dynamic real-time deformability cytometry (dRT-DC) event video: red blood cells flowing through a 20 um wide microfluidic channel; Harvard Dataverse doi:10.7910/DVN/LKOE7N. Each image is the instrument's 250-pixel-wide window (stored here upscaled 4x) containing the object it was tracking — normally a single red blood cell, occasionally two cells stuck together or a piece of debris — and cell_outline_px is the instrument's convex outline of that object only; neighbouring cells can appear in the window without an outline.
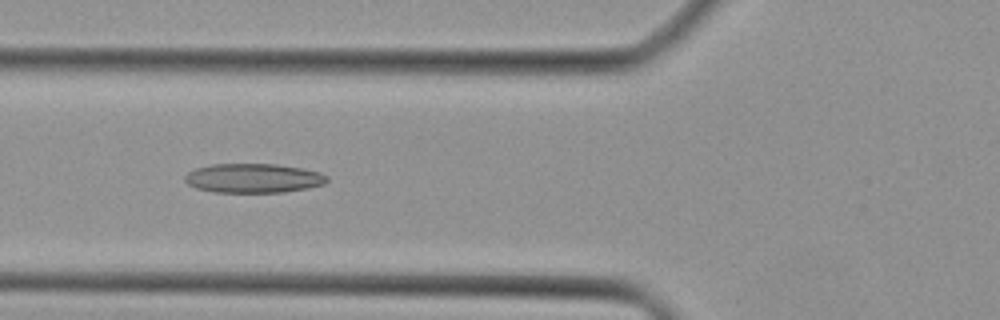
{"species": "Egyptian fruit bat (a non-hibernating species)", "species_latin": "Rousettus aegyptiacus", "temperature_condition": "cold", "stored_images_in_passage": 44, "camera_frame_rate_fps": 3000, "um_per_image_px": 0.085, "animal": {"sex": "female"}, "frame": {"image": 1, "passage_image": 17, "time_ms": 5.333, "image_size_px": [1000, 320], "cell_outline_px": [[328, 180], [324, 184], [308, 188], [284, 192], [216, 192], [196, 188], [188, 184], [184, 180], [184, 176], [188, 172], [196, 168], [212, 164], [276, 164], [304, 168], [320, 172], [328, 176]], "centroid_in_image_um": [21.55, 15.14], "position_along_channel_um": 104.2, "area_um2": 24.33}}
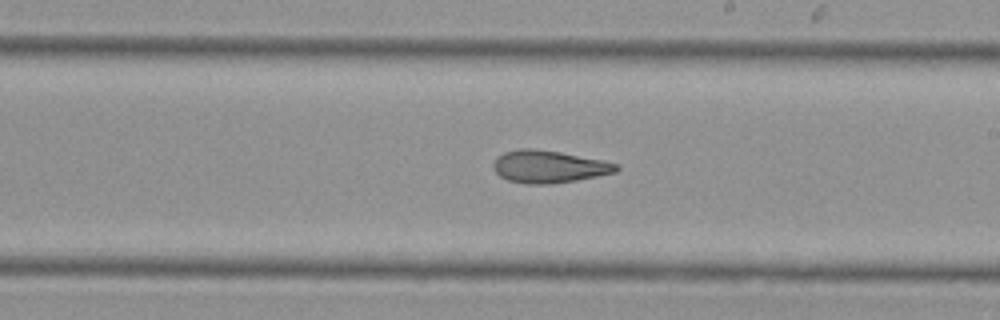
{"frame": {"image": 2, "passage_image": 26, "time_ms": 8.333, "image_size_px": [1000, 320], "cell_outline_px": [[620, 168], [616, 172], [576, 180], [552, 184], [528, 184], [508, 180], [500, 176], [492, 168], [492, 164], [496, 156], [504, 152], [520, 148], [532, 148], [560, 152], [600, 160], [616, 164]], "centroid_in_image_um": [46.59, 14.16], "position_along_channel_um": 242.4, "area_um2": 23.12}}
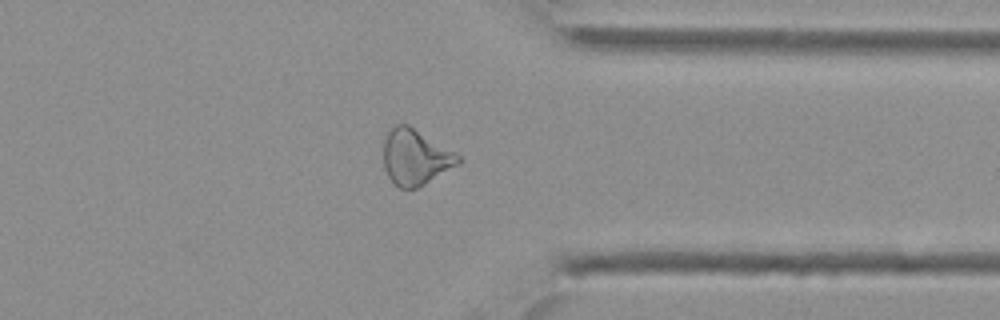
{"frame": {"image": 3, "passage_image": 35, "time_ms": 11.333, "image_size_px": [1000, 320], "cell_outline_px": [[460, 164], [424, 184], [416, 188], [400, 188], [388, 176], [384, 168], [384, 132], [396, 124], [408, 124], [456, 152], [460, 156]], "centroid_in_image_um": [35.3, 13.33], "position_along_channel_um": 376.1, "area_um2": 24.33}}